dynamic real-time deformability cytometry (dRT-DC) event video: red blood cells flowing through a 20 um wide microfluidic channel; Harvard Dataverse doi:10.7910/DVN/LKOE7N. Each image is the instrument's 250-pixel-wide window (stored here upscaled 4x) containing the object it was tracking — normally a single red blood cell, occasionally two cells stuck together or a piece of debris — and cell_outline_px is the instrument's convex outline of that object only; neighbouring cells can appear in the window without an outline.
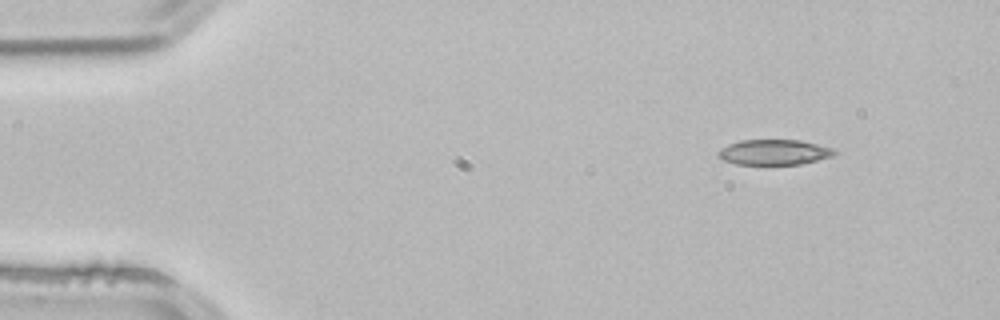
{"species": "common noctule bat (a hibernating species)", "species_latin": "Nyctalus noctula", "temperature_condition": "room temperature", "stored_images_in_passage": 3, "camera_frame_rate_fps": 3000, "um_per_image_px": 0.085, "animal": {"sex": "male", "body_mass_g": 21.5, "forearm_length_mm": 52.0}, "frame": {"image": 1, "passage_image": 1, "time_ms": 0.0, "image_size_px": [1000, 320], "cell_outline_px": [[840, 152], [832, 156], [800, 164], [736, 164], [724, 160], [716, 156], [716, 152], [720, 148], [728, 144], [740, 140], [800, 140], [832, 148]], "centroid_in_image_um": [65.76, 12.93], "position_along_channel_um": 19.2, "area_um2": 17.17}}
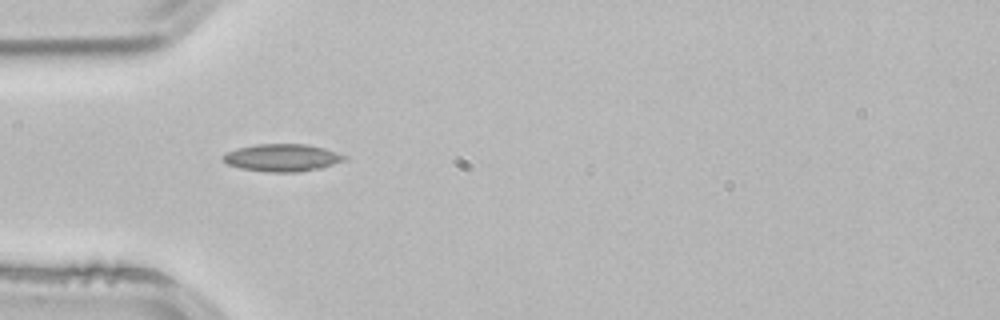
{"frame": {"image": 2, "passage_image": 3, "time_ms": 0.667, "image_size_px": [1000, 320], "cell_outline_px": [[348, 156], [344, 160], [320, 168], [300, 172], [268, 172], [240, 168], [228, 164], [220, 160], [220, 156], [236, 148], [256, 144], [308, 144], [324, 148]], "centroid_in_image_um": [23.94, 13.4], "position_along_channel_um": 61.1, "area_um2": 19.48}}